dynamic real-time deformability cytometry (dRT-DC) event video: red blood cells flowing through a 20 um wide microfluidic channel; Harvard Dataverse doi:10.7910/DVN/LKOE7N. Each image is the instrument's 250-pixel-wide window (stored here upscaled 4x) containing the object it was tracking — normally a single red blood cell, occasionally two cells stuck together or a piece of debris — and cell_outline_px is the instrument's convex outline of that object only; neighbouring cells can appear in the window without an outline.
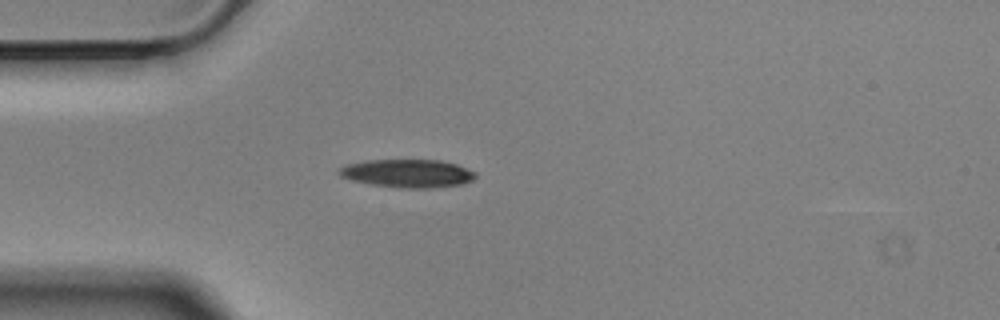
{"species": "Egyptian fruit bat (a non-hibernating species)", "species_latin": "Rousettus aegyptiacus", "temperature_condition": "cold", "stored_images_in_passage": 2, "camera_frame_rate_fps": 3000, "um_per_image_px": 0.085, "animal": {"sex": "male"}, "frame": {"image": 1, "passage_image": 1, "time_ms": 0.0, "image_size_px": [1000, 320], "cell_outline_px": [[476, 176], [472, 180], [460, 184], [432, 188], [400, 188], [372, 184], [352, 180], [340, 176], [336, 172], [344, 164], [364, 160], [440, 160], [456, 164], [476, 172]], "centroid_in_image_um": [34.6, 14.73], "position_along_channel_um": 50.4, "area_um2": 22.43}}